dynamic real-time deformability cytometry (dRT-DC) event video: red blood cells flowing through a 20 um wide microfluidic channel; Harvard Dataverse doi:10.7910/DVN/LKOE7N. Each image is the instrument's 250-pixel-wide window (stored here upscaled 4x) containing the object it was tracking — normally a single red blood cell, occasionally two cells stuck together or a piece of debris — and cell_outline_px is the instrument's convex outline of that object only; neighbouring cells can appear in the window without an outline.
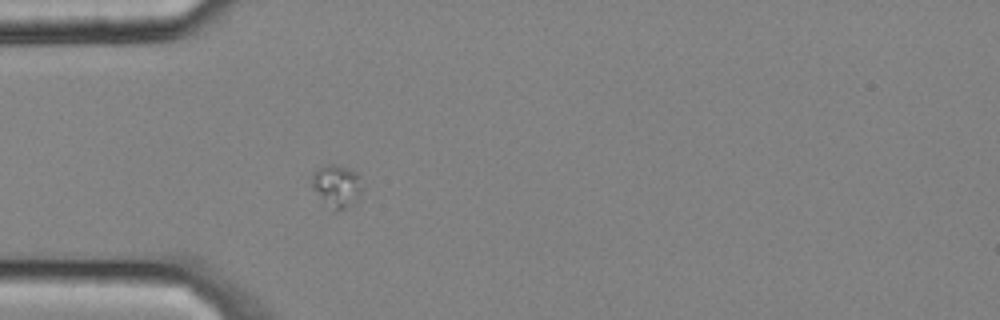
{"species": "common noctule bat (a hibernating species)", "species_latin": "Nyctalus noctula", "temperature_condition": "cold", "stored_images_in_passage": 1, "camera_frame_rate_fps": 3000, "um_per_image_px": 0.085, "animal": {"sex": "male", "body_mass_g": 20.4}, "frame": {"image": 1, "passage_image": 1, "time_ms": 0.0, "image_size_px": [1000, 320], "cell_outline_px": [[364, 188], [348, 208], [336, 212], [332, 212], [312, 188], [312, 172], [328, 164], [332, 164], [348, 168], [356, 172], [360, 176]], "centroid_in_image_um": [28.63, 15.83], "position_along_channel_um": 56.4, "area_um2": 12.66}}